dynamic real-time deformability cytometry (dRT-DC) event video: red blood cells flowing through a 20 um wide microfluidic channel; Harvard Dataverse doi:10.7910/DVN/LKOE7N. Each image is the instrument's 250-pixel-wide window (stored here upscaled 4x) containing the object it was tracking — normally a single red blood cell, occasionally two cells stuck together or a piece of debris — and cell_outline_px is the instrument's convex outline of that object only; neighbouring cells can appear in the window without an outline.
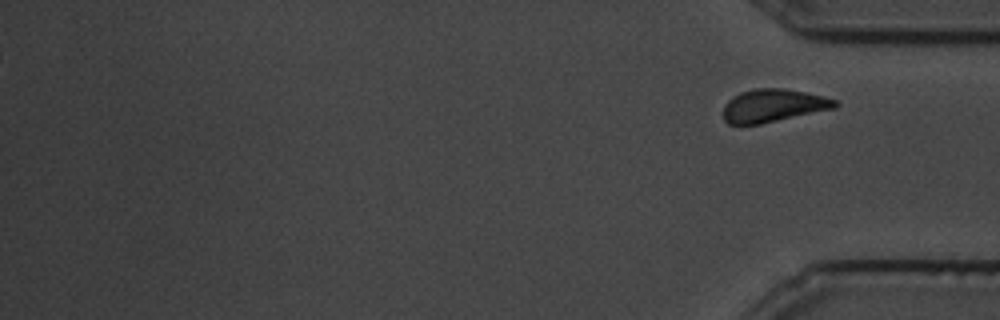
{"species": "common noctule bat (a hibernating species)", "species_latin": "Nyctalus noctula", "temperature_condition": "cold", "stored_images_in_passage": 23, "segment_of_instrument_passage": [2, 2], "camera_frame_rate_fps": 3000, "um_per_image_px": 0.085, "animal": {"sex": "male", "body_mass_g": 19.5, "forearm_length_mm": 54.6}, "frame": {"image": 1, "passage_image": 23, "time_ms": 7.333, "image_size_px": [1000, 320], "cell_outline_px": [[840, 104], [836, 108], [760, 124], [728, 124], [724, 120], [724, 104], [728, 100], [740, 92], [756, 88], [780, 88], [804, 92], [824, 96], [836, 100]], "centroid_in_image_um": [65.74, 8.97], "position_along_channel_um": 369.5, "area_um2": 21.39}}